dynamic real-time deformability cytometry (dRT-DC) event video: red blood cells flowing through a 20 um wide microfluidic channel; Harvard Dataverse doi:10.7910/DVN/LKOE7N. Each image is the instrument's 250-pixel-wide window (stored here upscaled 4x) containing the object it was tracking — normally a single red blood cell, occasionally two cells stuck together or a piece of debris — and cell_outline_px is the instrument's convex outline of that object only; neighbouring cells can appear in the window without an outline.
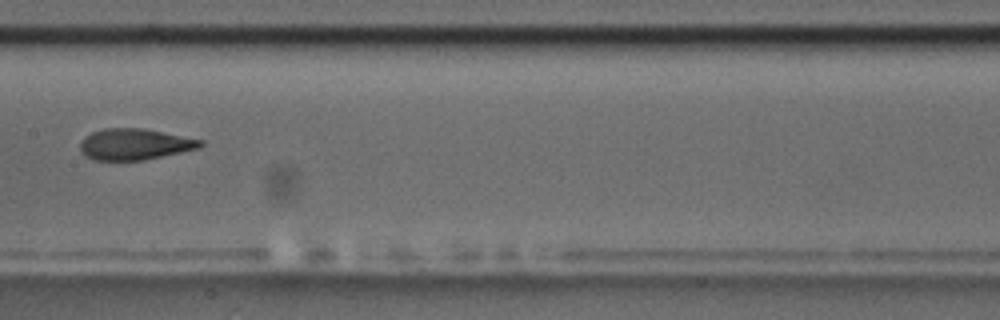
{"species": "common noctule bat (a hibernating species)", "species_latin": "Nyctalus noctula", "temperature_condition": "room temperature", "stored_images_in_passage": 6, "camera_frame_rate_fps": 3000, "um_per_image_px": 0.085, "animal": {"sex": "male", "body_mass_g": 17.5, "forearm_length_mm": 52.3}, "frame": {"image": 1, "passage_image": 5, "time_ms": 4.667, "image_size_px": [1000, 320], "cell_outline_px": [[204, 144], [200, 148], [144, 160], [92, 160], [80, 148], [80, 144], [84, 136], [92, 132], [104, 128], [144, 128], [204, 140]], "centroid_in_image_um": [11.48, 12.25], "position_along_channel_um": 195.9, "area_um2": 21.85}}
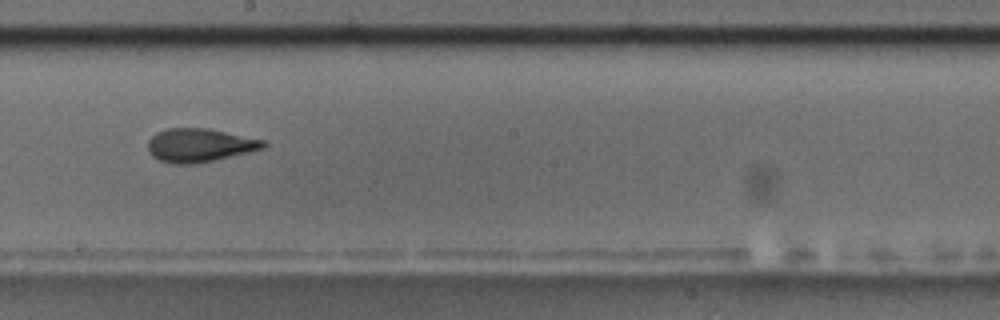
{"frame": {"image": 2, "passage_image": 6, "time_ms": 5.667, "image_size_px": [1000, 320], "cell_outline_px": [[268, 144], [264, 148], [216, 160], [196, 164], [172, 164], [160, 160], [152, 156], [148, 152], [148, 140], [156, 132], [168, 128], [208, 128], [268, 140]], "centroid_in_image_um": [16.99, 12.34], "position_along_channel_um": 231.2, "area_um2": 22.89}}